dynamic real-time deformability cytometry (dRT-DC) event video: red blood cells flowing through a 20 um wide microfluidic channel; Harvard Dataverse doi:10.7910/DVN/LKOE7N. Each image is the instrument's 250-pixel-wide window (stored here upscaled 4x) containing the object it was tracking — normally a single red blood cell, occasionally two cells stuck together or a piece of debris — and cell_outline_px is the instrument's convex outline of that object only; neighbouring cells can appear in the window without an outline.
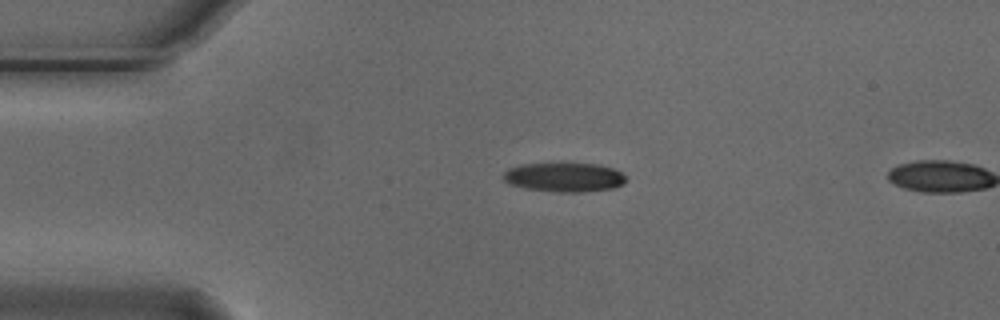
{"species": "Egyptian fruit bat (a non-hibernating species)", "species_latin": "Rousettus aegyptiacus", "temperature_condition": "cold", "stored_images_in_passage": 5, "camera_frame_rate_fps": 3000, "um_per_image_px": 0.085, "animal": {"sex": "male"}, "frame": {"image": 1, "passage_image": 4, "time_ms": 1.0, "image_size_px": [1000, 320], "cell_outline_px": [[628, 180], [624, 184], [612, 188], [580, 192], [556, 192], [524, 188], [508, 184], [500, 176], [508, 168], [520, 164], [600, 164], [612, 168], [620, 172]], "centroid_in_image_um": [47.92, 15.07], "position_along_channel_um": 37.1, "area_um2": 20.92}}